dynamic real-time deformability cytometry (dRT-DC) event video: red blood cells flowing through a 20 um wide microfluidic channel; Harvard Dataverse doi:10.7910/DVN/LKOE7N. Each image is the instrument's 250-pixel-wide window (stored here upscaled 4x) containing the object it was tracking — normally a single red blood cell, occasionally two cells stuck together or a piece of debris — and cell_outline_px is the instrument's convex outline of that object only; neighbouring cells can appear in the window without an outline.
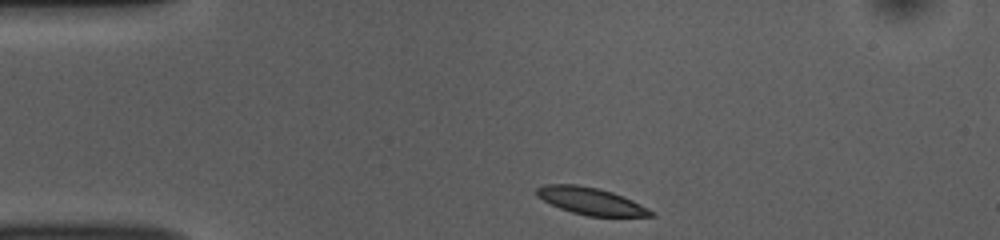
{"species": "common noctule bat (a hibernating species)", "species_latin": "Nyctalus noctula", "temperature_condition": "room temperature", "stored_images_in_passage": 44, "camera_frame_rate_fps": 3000, "um_per_image_px": 0.085, "animal": {"sex": "female", "body_mass_g": 10.0, "forearm_length_mm": 53.1}, "frame": {"image": 1, "passage_image": 1, "time_ms": 0.0, "image_size_px": [1000, 240], "cell_outline_px": [[656, 216], [588, 216], [572, 212], [560, 208], [536, 196], [536, 188], [544, 184], [576, 184], [596, 188], [612, 192], [624, 196], [656, 212]], "centroid_in_image_um": [50.24, 17.09], "position_along_channel_um": 34.8, "area_um2": 17.98}}
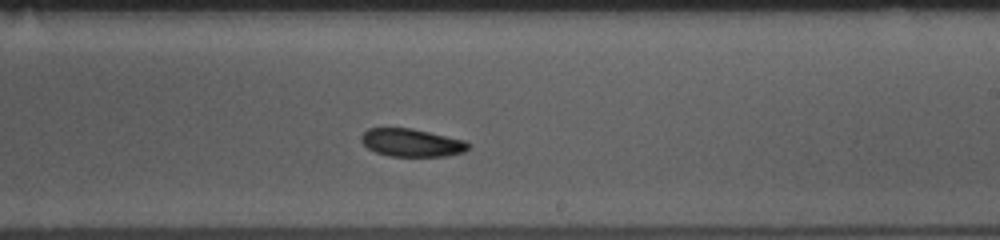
{"frame": {"image": 2, "passage_image": 22, "time_ms": 7.0, "image_size_px": [1000, 240], "cell_outline_px": [[472, 144], [464, 152], [444, 156], [388, 156], [376, 152], [368, 148], [360, 140], [360, 136], [368, 128], [412, 128], [464, 140]], "centroid_in_image_um": [34.98, 12.13], "position_along_channel_um": 254.0, "area_um2": 17.4}}
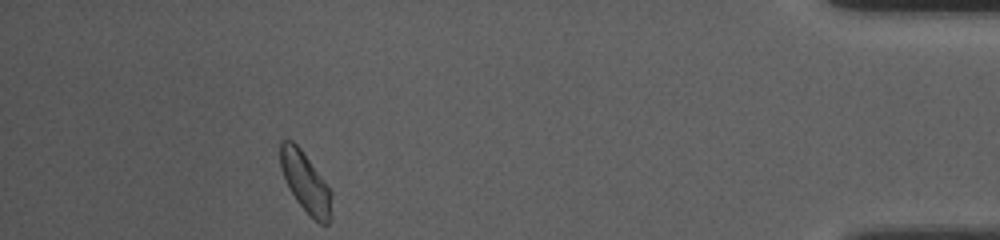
{"frame": {"image": 3, "passage_image": 39, "time_ms": 12.667, "image_size_px": [1000, 240], "cell_outline_px": [[332, 216], [328, 224], [320, 224], [296, 200], [280, 168], [280, 140], [292, 140], [300, 148], [332, 192]], "centroid_in_image_um": [25.99, 15.5], "position_along_channel_um": 409.2, "area_um2": 17.57}, "authors_computed_cell_mechanics": {"area_um2": 18.1781, "velocity_mm_per_s": 3.701, "shape_relaxation_time_tau1_ms": 2.959, "shape_relaxation_time_tau2_ms": null, "deformation_change_tau1": 0.0949, "deformation_change_tau2": null}}